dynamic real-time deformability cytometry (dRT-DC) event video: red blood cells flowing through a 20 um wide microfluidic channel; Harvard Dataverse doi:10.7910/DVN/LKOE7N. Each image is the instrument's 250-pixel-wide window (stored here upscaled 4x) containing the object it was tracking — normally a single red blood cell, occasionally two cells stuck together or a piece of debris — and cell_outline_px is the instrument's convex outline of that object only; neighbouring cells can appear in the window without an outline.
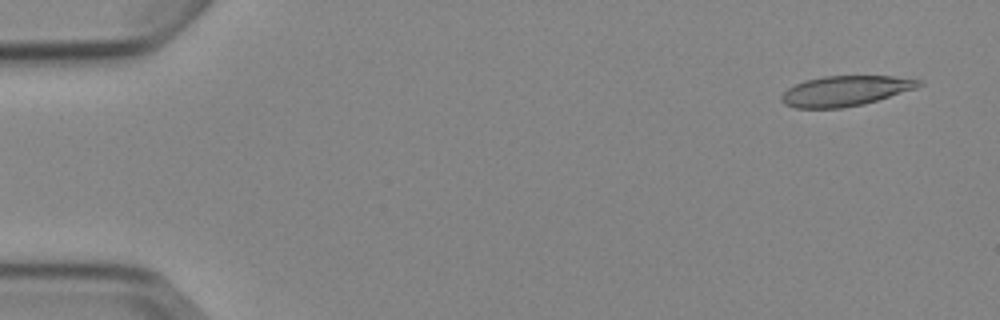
{"species": "Egyptian fruit bat (a non-hibernating species)", "species_latin": "Rousettus aegyptiacus", "temperature_condition": "cold", "stored_images_in_passage": 7, "camera_frame_rate_fps": 3000, "um_per_image_px": 0.085, "animal": {"sex": "female"}, "frame": {"image": 1, "passage_image": 1, "time_ms": 0.0, "image_size_px": [1000, 320], "cell_outline_px": [[924, 84], [916, 88], [864, 104], [844, 108], [796, 108], [784, 104], [780, 100], [780, 96], [788, 88], [804, 80], [824, 76], [892, 76], [924, 80]], "centroid_in_image_um": [71.85, 7.72], "position_along_channel_um": 13.1, "area_um2": 24.28}}
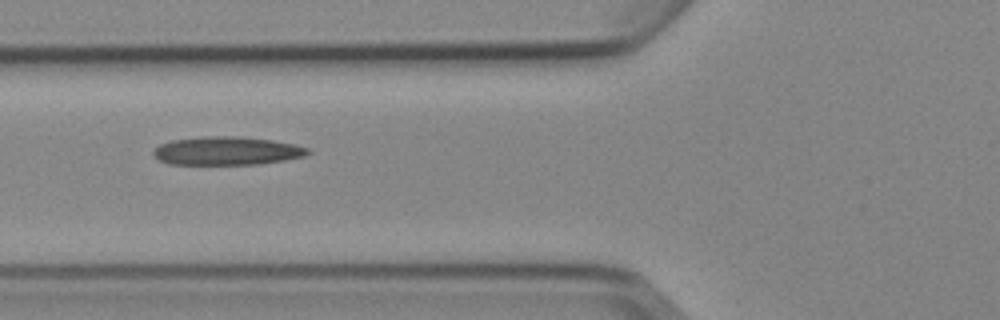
{"frame": {"image": 2, "passage_image": 5, "time_ms": 5.667, "image_size_px": [1000, 320], "cell_outline_px": [[312, 152], [304, 156], [284, 160], [260, 164], [168, 164], [160, 160], [152, 152], [160, 144], [172, 140], [208, 136], [232, 136], [272, 140], [296, 144], [308, 148]], "centroid_in_image_um": [19.31, 12.82], "position_along_channel_um": 106.5, "area_um2": 25.37}}
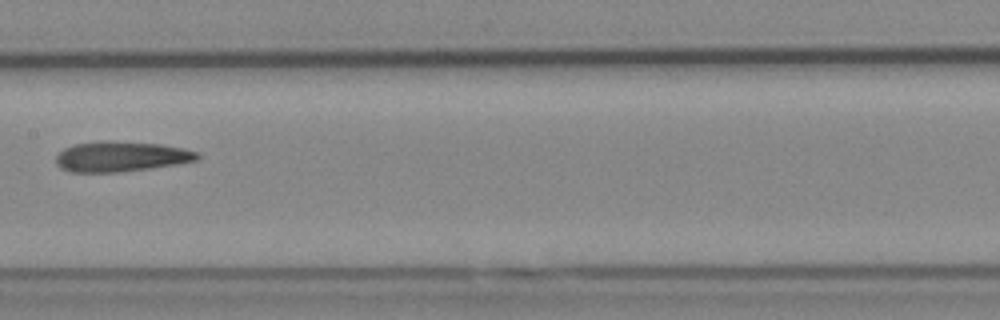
{"frame": {"image": 3, "passage_image": 7, "time_ms": 8.0, "image_size_px": [1000, 320], "cell_outline_px": [[200, 156], [196, 160], [176, 164], [120, 172], [68, 172], [60, 168], [56, 164], [56, 156], [64, 148], [76, 144], [108, 140], [112, 140], [160, 144], [200, 152]], "centroid_in_image_um": [10.25, 13.3], "position_along_channel_um": 197.1, "area_um2": 24.85}}